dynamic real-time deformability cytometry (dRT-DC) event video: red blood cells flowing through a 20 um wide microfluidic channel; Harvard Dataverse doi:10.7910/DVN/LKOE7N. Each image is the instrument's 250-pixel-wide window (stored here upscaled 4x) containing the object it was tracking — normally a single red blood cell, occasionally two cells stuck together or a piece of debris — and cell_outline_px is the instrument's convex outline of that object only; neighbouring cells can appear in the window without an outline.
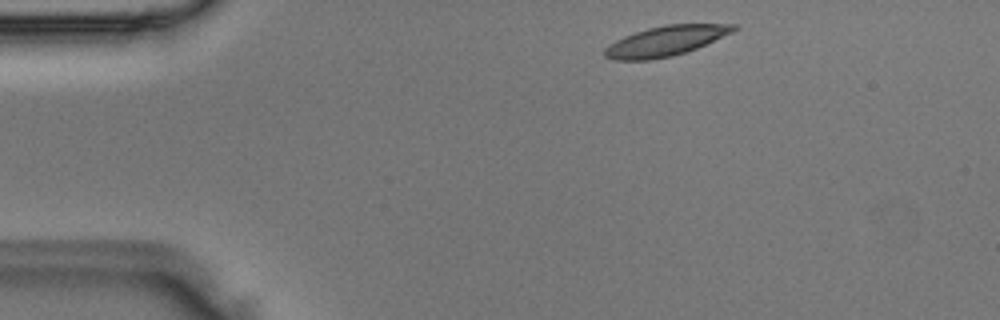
{"species": "Egyptian fruit bat (a non-hibernating species)", "species_latin": "Rousettus aegyptiacus", "temperature_condition": "room temperature", "stored_images_in_passage": 4, "camera_frame_rate_fps": 3000, "um_per_image_px": 0.085, "animal": {"sex": "male"}, "frame": {"image": 1, "passage_image": 1, "time_ms": 0.0, "image_size_px": [1000, 320], "cell_outline_px": [[740, 28], [732, 32], [696, 48], [672, 56], [648, 60], [612, 60], [604, 56], [604, 48], [616, 40], [624, 36], [648, 28], [664, 24], [736, 24]], "centroid_in_image_um": [56.56, 3.48], "position_along_channel_um": 28.4, "area_um2": 22.37}}
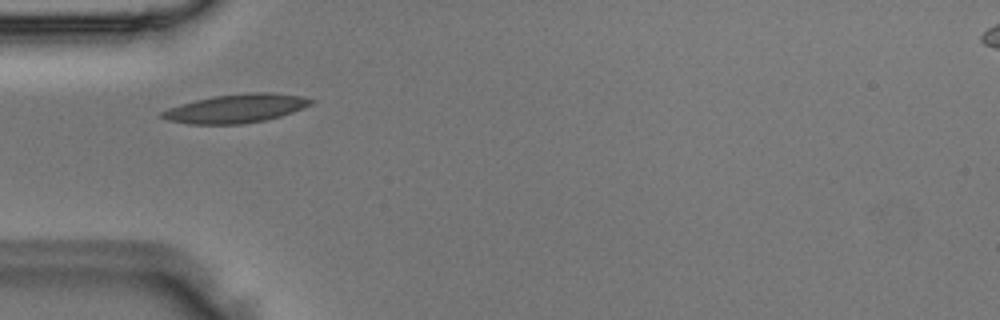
{"frame": {"image": 2, "passage_image": 3, "time_ms": 0.667, "image_size_px": [1000, 320], "cell_outline_px": [[312, 104], [304, 108], [280, 116], [264, 120], [240, 124], [188, 124], [168, 120], [160, 116], [160, 112], [168, 108], [180, 104], [196, 100], [216, 96], [248, 92], [272, 92], [304, 96], [312, 100]], "centroid_in_image_um": [20.07, 9.21], "position_along_channel_um": 64.9, "area_um2": 24.8}}
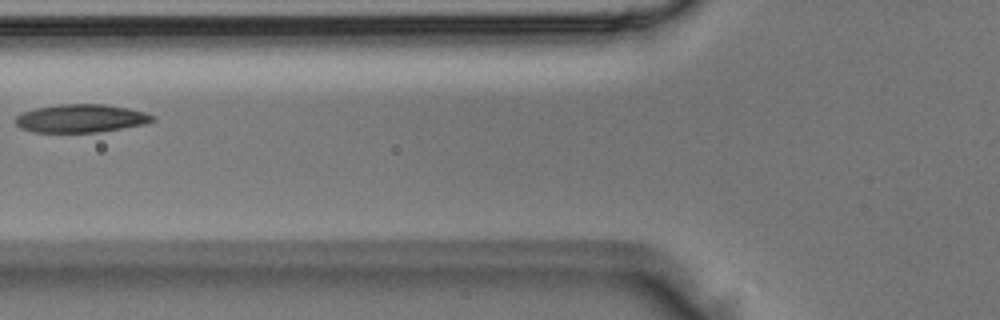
{"frame": {"image": 3, "passage_image": 4, "time_ms": 1.0, "image_size_px": [1000, 320], "cell_outline_px": [[156, 120], [144, 124], [96, 132], [32, 132], [20, 128], [16, 124], [16, 116], [24, 112], [36, 108], [60, 104], [104, 104], [128, 108], [144, 112], [156, 116]], "centroid_in_image_um": [6.88, 10.06], "position_along_channel_um": 118.9, "area_um2": 22.37}}